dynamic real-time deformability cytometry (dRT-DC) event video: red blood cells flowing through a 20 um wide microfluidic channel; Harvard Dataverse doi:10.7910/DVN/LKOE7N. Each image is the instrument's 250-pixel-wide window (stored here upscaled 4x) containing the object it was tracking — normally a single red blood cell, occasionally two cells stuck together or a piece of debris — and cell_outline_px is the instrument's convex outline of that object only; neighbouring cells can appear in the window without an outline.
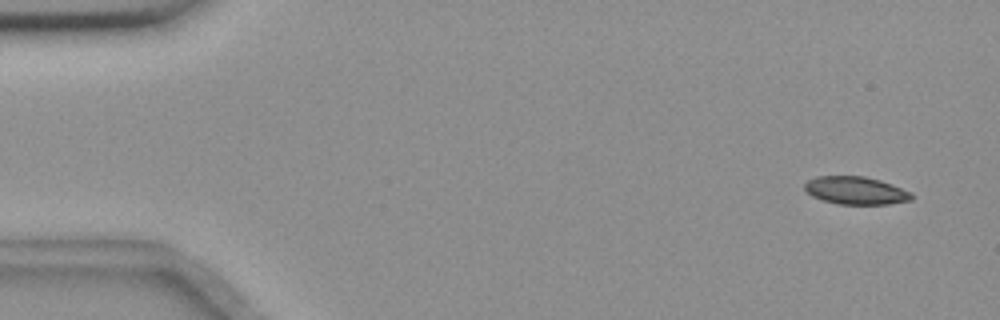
{"species": "common noctule bat (a hibernating species)", "species_latin": "Nyctalus noctula", "temperature_condition": "room temperature", "stored_images_in_passage": 53, "camera_frame_rate_fps": 3000, "um_per_image_px": 0.085, "animal": {"sex": "female", "body_mass_g": 18.4}, "frame": {"image": 1, "passage_image": 1, "time_ms": 0.0, "image_size_px": [1000, 320], "cell_outline_px": [[912, 200], [888, 204], [840, 204], [824, 200], [812, 196], [804, 188], [804, 184], [808, 180], [816, 176], [864, 176], [880, 180], [892, 184], [912, 192]], "centroid_in_image_um": [72.75, 16.18], "position_along_channel_um": 12.2, "area_um2": 17.28}}
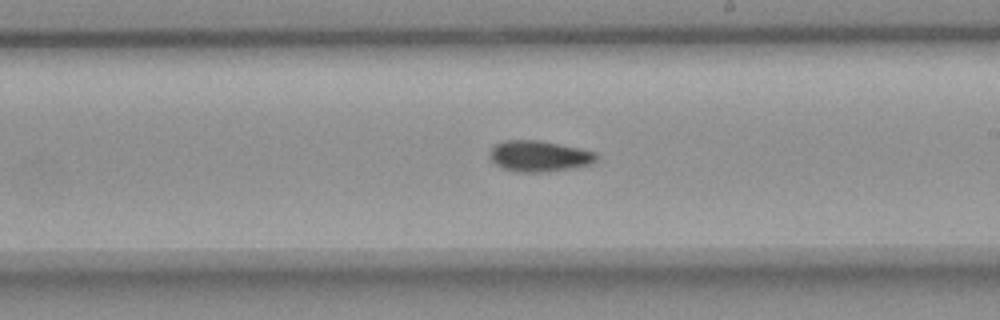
{"frame": {"image": 2, "passage_image": 30, "time_ms": 9.667, "image_size_px": [1000, 320], "cell_outline_px": [[596, 160], [592, 164], [548, 172], [516, 172], [504, 168], [496, 164], [492, 160], [488, 152], [496, 144], [504, 140], [536, 140], [596, 152]], "centroid_in_image_um": [45.79, 13.28], "position_along_channel_um": 243.2, "area_um2": 18.96}}
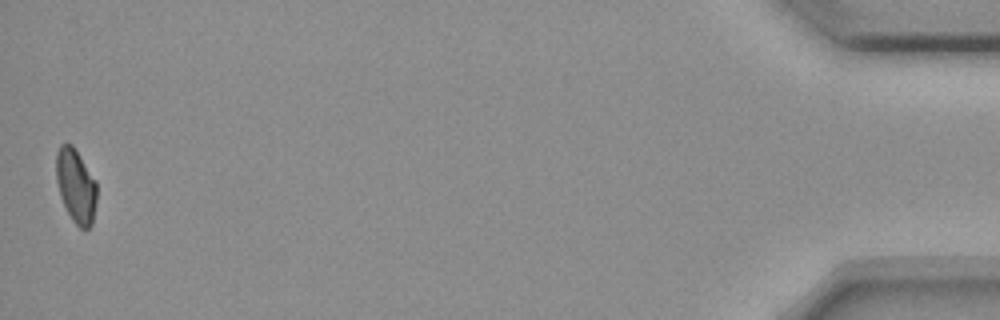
{"frame": {"image": 3, "passage_image": 53, "time_ms": 17.333, "image_size_px": [1000, 320], "cell_outline_px": [[96, 204], [92, 224], [88, 228], [80, 228], [72, 220], [60, 196], [56, 180], [56, 152], [60, 144], [72, 144], [96, 180]], "centroid_in_image_um": [6.45, 15.78], "position_along_channel_um": 428.8, "area_um2": 17.46}, "authors_computed_cell_mechanics": {"area_um2": 18.6116, "velocity_mm_per_s": 3.6443, "shape_relaxation_time_tau1_ms": null, "shape_relaxation_time_tau2_ms": 7.8475, "deformation_change_tau1": null, "deformation_change_tau2": 0.1016}}